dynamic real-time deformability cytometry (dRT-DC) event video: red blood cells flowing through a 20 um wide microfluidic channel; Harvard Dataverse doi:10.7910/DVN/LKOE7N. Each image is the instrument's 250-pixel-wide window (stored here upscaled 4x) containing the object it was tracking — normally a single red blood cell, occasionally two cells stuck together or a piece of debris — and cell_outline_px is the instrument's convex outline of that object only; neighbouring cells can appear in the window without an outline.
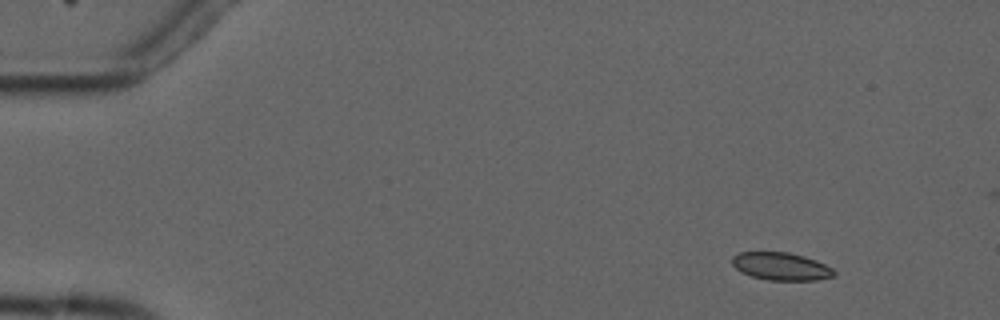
{"species": "common noctule bat (a hibernating species)", "species_latin": "Nyctalus noctula", "temperature_condition": "cold", "stored_images_in_passage": 5, "camera_frame_rate_fps": 3000, "um_per_image_px": 0.085, "animal": {"sex": "male", "forearm_length_mm": 52.5}, "frame": {"image": 1, "passage_image": 2, "time_ms": 1.0, "image_size_px": [1000, 320], "cell_outline_px": [[836, 276], [816, 280], [768, 280], [752, 276], [740, 272], [732, 264], [732, 256], [740, 252], [788, 252], [804, 256], [816, 260], [832, 268], [836, 272]], "centroid_in_image_um": [66.4, 22.64], "position_along_channel_um": 18.6, "area_um2": 16.53}}